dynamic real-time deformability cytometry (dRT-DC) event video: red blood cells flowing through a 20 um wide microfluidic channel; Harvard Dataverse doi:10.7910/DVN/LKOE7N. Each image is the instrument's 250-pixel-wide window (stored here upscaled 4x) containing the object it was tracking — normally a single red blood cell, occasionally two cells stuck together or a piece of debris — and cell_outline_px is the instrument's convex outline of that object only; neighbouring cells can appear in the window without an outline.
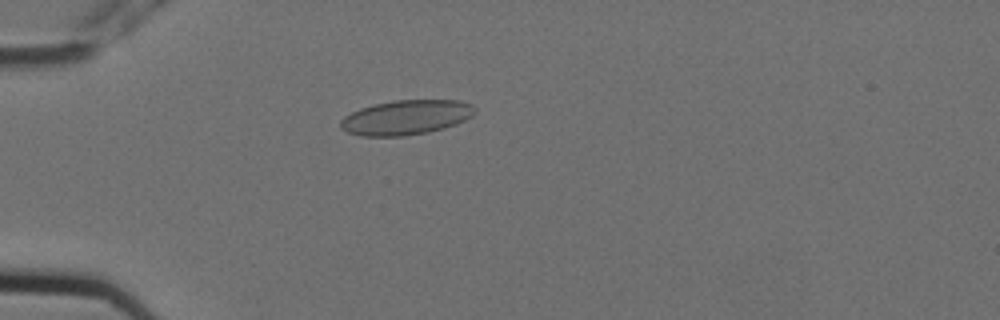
{"species": "Egyptian fruit bat (a non-hibernating species)", "species_latin": "Rousettus aegyptiacus", "temperature_condition": "cold", "stored_images_in_passage": 4, "camera_frame_rate_fps": 3000, "um_per_image_px": 0.085, "animal": {"sex": "female"}, "frame": {"image": 1, "passage_image": 4, "time_ms": 1.0, "image_size_px": [1000, 320], "cell_outline_px": [[476, 108], [472, 116], [456, 124], [444, 128], [428, 132], [404, 136], [360, 136], [348, 132], [340, 128], [340, 120], [344, 116], [360, 108], [392, 100], [460, 100], [472, 104]], "centroid_in_image_um": [34.51, 9.98], "position_along_channel_um": 50.5, "area_um2": 27.22}}